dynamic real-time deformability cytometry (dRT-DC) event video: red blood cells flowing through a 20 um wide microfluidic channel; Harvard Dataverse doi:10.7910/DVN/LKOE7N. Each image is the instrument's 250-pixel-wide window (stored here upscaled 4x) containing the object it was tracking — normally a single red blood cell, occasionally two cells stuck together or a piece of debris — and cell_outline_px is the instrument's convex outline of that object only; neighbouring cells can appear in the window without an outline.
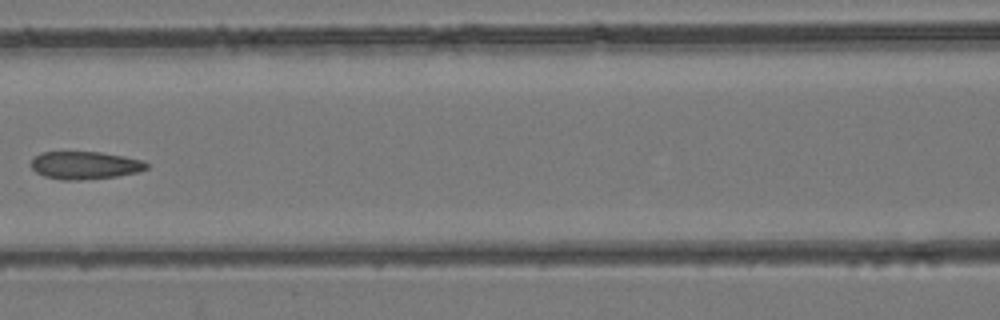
{"species": "common noctule bat (a hibernating species)", "species_latin": "Nyctalus noctula", "temperature_condition": "room temperature", "stored_images_in_passage": 5, "camera_frame_rate_fps": 3000, "um_per_image_px": 0.085, "animal": {"sex": "female", "body_mass_g": 24.6, "forearm_length_mm": 56.2}, "frame": {"image": 1, "passage_image": 5, "time_ms": 5.333, "image_size_px": [1000, 320], "cell_outline_px": [[148, 168], [140, 172], [116, 176], [76, 180], [60, 180], [44, 176], [36, 172], [32, 168], [32, 160], [40, 152], [100, 152], [124, 156], [144, 160], [148, 164]], "centroid_in_image_um": [7.25, 14.05], "position_along_channel_um": 159.4, "area_um2": 18.67}}